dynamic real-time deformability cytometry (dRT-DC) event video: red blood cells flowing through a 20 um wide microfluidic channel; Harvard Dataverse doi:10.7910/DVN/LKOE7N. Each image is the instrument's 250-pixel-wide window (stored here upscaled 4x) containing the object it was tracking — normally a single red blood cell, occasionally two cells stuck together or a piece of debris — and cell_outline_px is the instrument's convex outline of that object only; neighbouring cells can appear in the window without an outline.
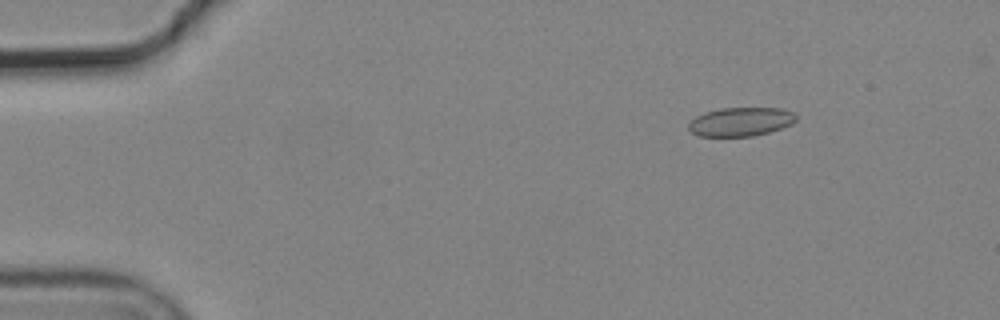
{"species": "common noctule bat (a hibernating species)", "species_latin": "Nyctalus noctula", "temperature_condition": "cold", "stored_images_in_passage": 5, "camera_frame_rate_fps": 3000, "um_per_image_px": 0.085, "animal": {"sex": "male", "body_mass_g": 19.2, "forearm_length_mm": 51.8}, "frame": {"image": 1, "passage_image": 3, "time_ms": 0.667, "image_size_px": [1000, 320], "cell_outline_px": [[796, 120], [792, 124], [768, 132], [752, 136], [700, 136], [692, 132], [688, 128], [688, 124], [696, 116], [704, 112], [720, 108], [784, 108], [796, 112]], "centroid_in_image_um": [62.98, 10.33], "position_along_channel_um": 22.0, "area_um2": 18.09}}
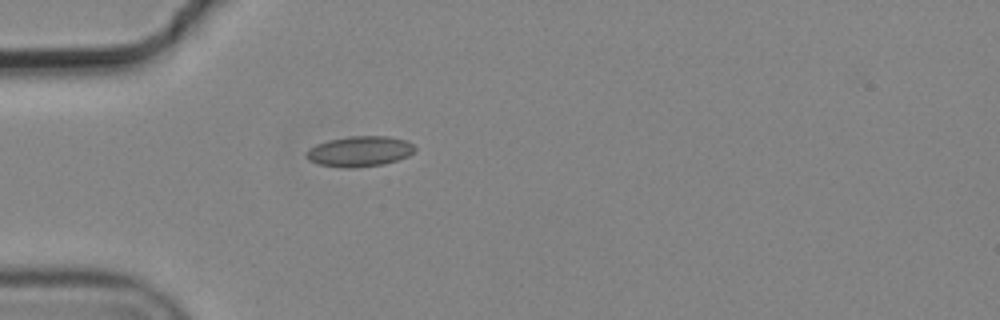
{"frame": {"image": 2, "passage_image": 5, "time_ms": 1.333, "image_size_px": [1000, 320], "cell_outline_px": [[416, 148], [408, 156], [384, 164], [356, 168], [344, 168], [320, 164], [308, 160], [304, 156], [304, 152], [308, 148], [316, 144], [328, 140], [348, 136], [388, 136], [408, 140]], "centroid_in_image_um": [30.53, 12.86], "position_along_channel_um": 54.5, "area_um2": 19.48}}